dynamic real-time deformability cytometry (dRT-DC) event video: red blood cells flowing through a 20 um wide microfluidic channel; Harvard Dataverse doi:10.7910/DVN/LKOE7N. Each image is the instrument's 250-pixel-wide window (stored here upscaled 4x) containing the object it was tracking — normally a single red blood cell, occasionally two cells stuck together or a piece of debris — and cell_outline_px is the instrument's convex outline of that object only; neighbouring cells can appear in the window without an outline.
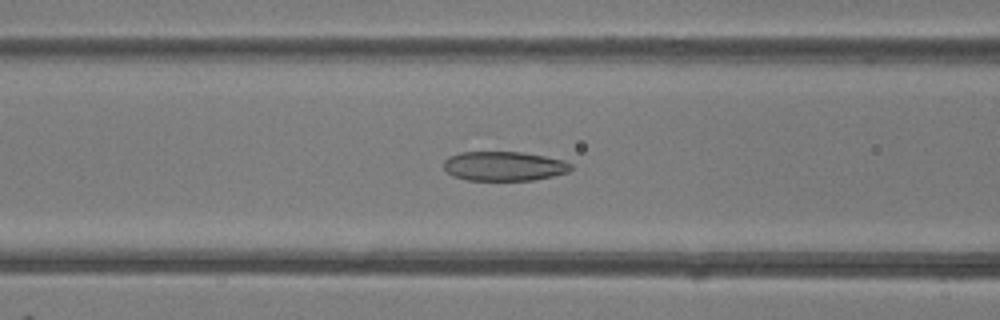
{"species": "common noctule bat (a hibernating species)", "species_latin": "Nyctalus noctula", "temperature_condition": "room temperature", "stored_images_in_passage": 49, "camera_frame_rate_fps": 3000, "um_per_image_px": 0.085, "animal": {"sex": "female"}, "frame": {"image": 1, "passage_image": 20, "time_ms": 6.333, "image_size_px": [1000, 320], "cell_outline_px": [[572, 168], [568, 172], [552, 176], [532, 180], [464, 180], [452, 176], [444, 168], [444, 160], [448, 156], [460, 152], [520, 152], [544, 156], [564, 160], [572, 164]], "centroid_in_image_um": [42.82, 14.12], "position_along_channel_um": 123.8, "area_um2": 21.85}}
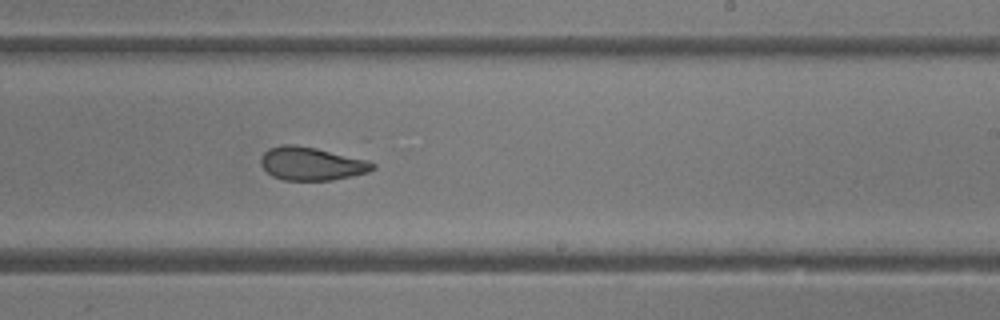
{"frame": {"image": 2, "passage_image": 30, "time_ms": 9.667, "image_size_px": [1000, 320], "cell_outline_px": [[376, 168], [368, 172], [352, 176], [332, 180], [284, 180], [272, 176], [260, 164], [260, 156], [268, 148], [280, 144], [296, 144], [316, 148], [368, 160], [376, 164]], "centroid_in_image_um": [26.46, 13.9], "position_along_channel_um": 262.5, "area_um2": 21.85}}
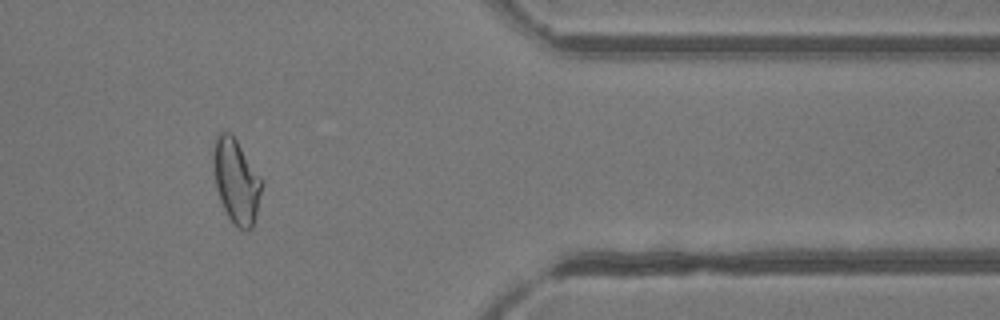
{"frame": {"image": 3, "passage_image": 41, "time_ms": 13.333, "image_size_px": [1000, 320], "cell_outline_px": [[264, 184], [252, 228], [248, 232], [244, 232], [228, 216], [220, 200], [216, 188], [212, 164], [212, 148], [216, 132], [228, 132], [236, 140], [260, 176]], "centroid_in_image_um": [20.06, 15.37], "position_along_channel_um": 391.3, "area_um2": 23.87}, "authors_computed_cell_mechanics": {"area_um2": 24.1604, "velocity_mm_per_s": 4.1699, "shape_relaxation_time_tau1_ms": null, "shape_relaxation_time_tau2_ms": 2.0802, "deformation_change_tau1": null, "deformation_change_tau2": 0.0838}}